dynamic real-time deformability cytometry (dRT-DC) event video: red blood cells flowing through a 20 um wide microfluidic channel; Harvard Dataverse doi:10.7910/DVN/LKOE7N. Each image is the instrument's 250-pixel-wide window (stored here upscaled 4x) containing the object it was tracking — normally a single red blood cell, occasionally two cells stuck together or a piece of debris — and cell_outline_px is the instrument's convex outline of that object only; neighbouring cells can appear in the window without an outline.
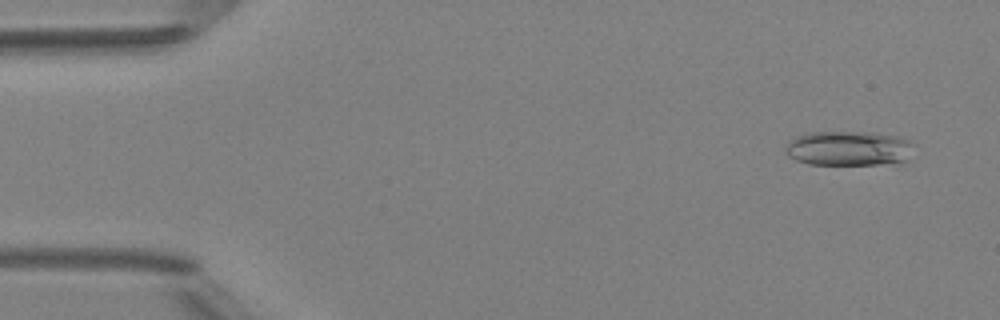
{"species": "Egyptian fruit bat (a non-hibernating species)", "species_latin": "Rousettus aegyptiacus", "temperature_condition": "room temperature", "stored_images_in_passage": 5, "camera_frame_rate_fps": 3000, "um_per_image_px": 0.085, "animal": {"sex": "female"}, "frame": {"image": 1, "passage_image": 1, "time_ms": 0.0, "image_size_px": [1000, 320], "cell_outline_px": [[912, 144], [904, 160], [900, 164], [808, 164], [796, 160], [788, 156], [784, 152], [784, 148], [788, 140], [796, 136], [808, 132], [872, 132], [896, 136], [908, 140]], "centroid_in_image_um": [72.05, 12.61], "position_along_channel_um": 13.0, "area_um2": 26.01}}
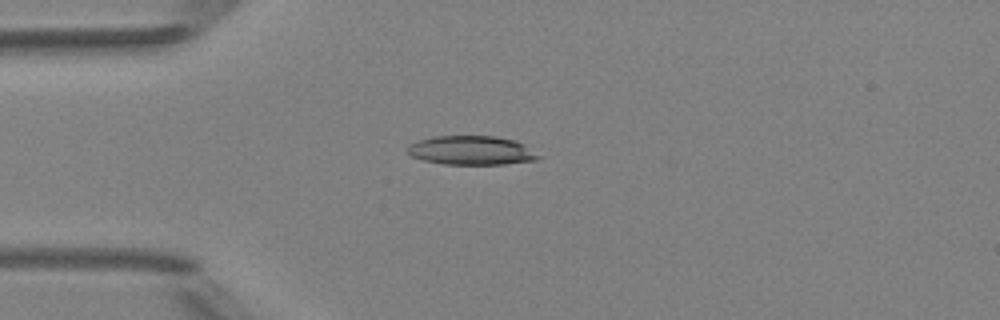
{"frame": {"image": 2, "passage_image": 4, "time_ms": 3.333, "image_size_px": [1000, 320], "cell_outline_px": [[544, 156], [536, 160], [504, 164], [444, 164], [424, 160], [412, 156], [404, 148], [408, 144], [416, 140], [432, 136], [496, 136], [516, 140], [524, 144]], "centroid_in_image_um": [40.08, 12.77], "position_along_channel_um": 44.9, "area_um2": 22.48}}
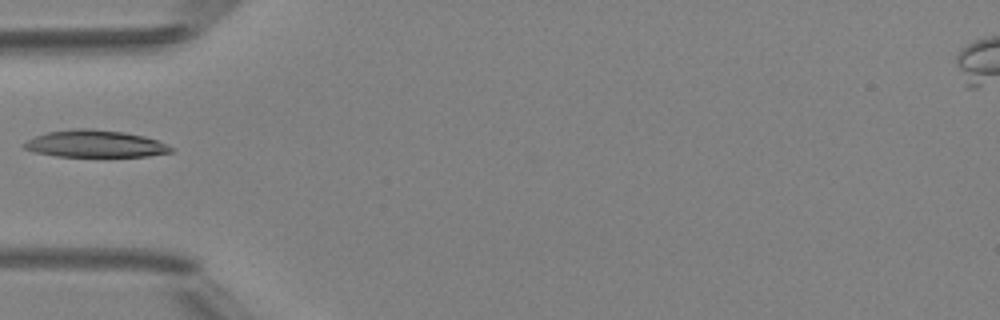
{"frame": {"image": 3, "passage_image": 5, "time_ms": 4.667, "image_size_px": [1000, 320], "cell_outline_px": [[176, 148], [172, 152], [148, 156], [56, 156], [32, 152], [24, 148], [20, 144], [36, 136], [48, 132], [76, 128], [92, 128], [124, 132], [144, 136], [156, 140]], "centroid_in_image_um": [8.08, 12.22], "position_along_channel_um": 76.9, "area_um2": 23.24}}